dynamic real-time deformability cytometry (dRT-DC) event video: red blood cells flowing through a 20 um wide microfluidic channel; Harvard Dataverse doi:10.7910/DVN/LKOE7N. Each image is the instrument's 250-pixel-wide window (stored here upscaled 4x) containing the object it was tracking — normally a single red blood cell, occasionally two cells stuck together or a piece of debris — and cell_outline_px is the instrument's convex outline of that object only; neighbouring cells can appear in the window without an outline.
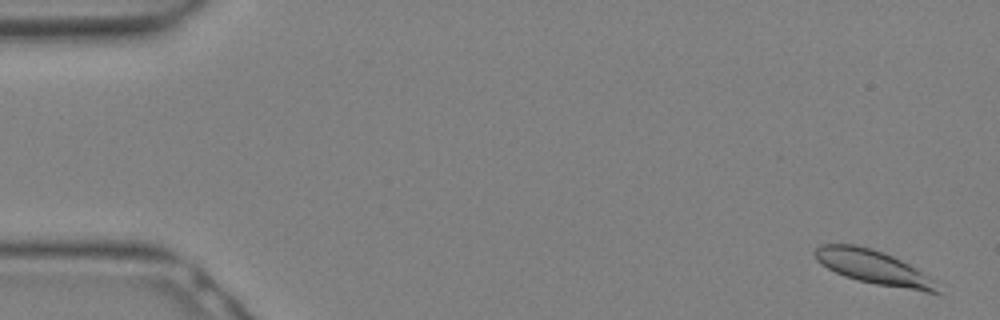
{"species": "Egyptian fruit bat (a non-hibernating species)", "species_latin": "Rousettus aegyptiacus", "temperature_condition": "warm", "stored_images_in_passage": 16, "camera_frame_rate_fps": 3000, "um_per_image_px": 0.085, "animal": {"sex": "female"}, "frame": {"image": 1, "passage_image": 2, "time_ms": 0.333, "image_size_px": [1000, 320], "cell_outline_px": [[940, 292], [924, 292], [876, 284], [844, 276], [828, 268], [816, 260], [812, 252], [820, 244], [856, 244], [892, 256], [916, 268], [932, 280]], "centroid_in_image_um": [74.17, 22.7], "position_along_channel_um": 10.8, "area_um2": 23.64}}
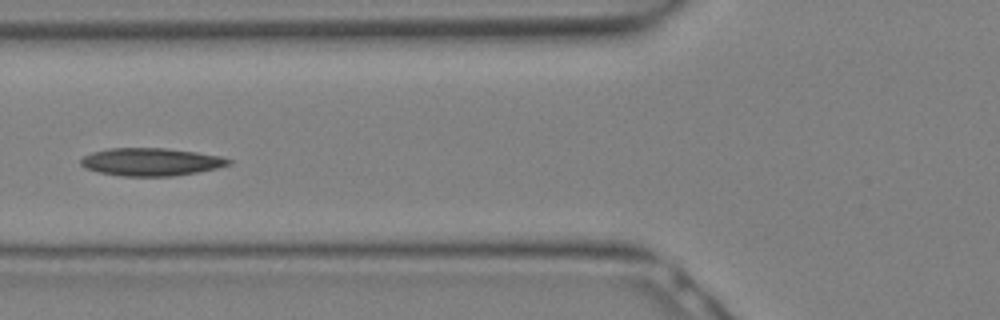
{"frame": {"image": 2, "passage_image": 13, "time_ms": 4.0, "image_size_px": [1000, 320], "cell_outline_px": [[232, 164], [216, 168], [196, 172], [172, 176], [120, 176], [100, 172], [84, 168], [80, 164], [80, 160], [84, 156], [92, 152], [108, 148], [164, 148], [196, 152], [220, 156], [232, 160]], "centroid_in_image_um": [12.81, 13.76], "position_along_channel_um": 113.0, "area_um2": 23.87}}
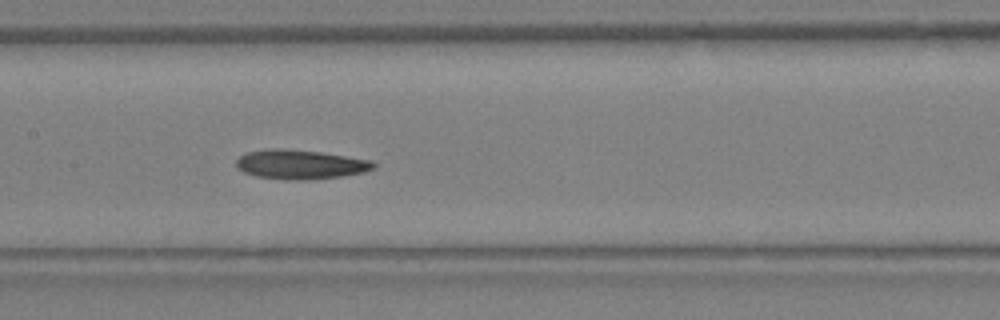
{"frame": {"image": 3, "passage_image": 16, "time_ms": 5.0, "image_size_px": [1000, 320], "cell_outline_px": [[376, 168], [364, 172], [340, 176], [308, 180], [284, 180], [256, 176], [244, 172], [236, 164], [236, 160], [244, 152], [264, 148], [284, 148], [320, 152], [372, 160], [376, 164]], "centroid_in_image_um": [25.51, 13.96], "position_along_channel_um": 181.9, "area_um2": 23.7}}